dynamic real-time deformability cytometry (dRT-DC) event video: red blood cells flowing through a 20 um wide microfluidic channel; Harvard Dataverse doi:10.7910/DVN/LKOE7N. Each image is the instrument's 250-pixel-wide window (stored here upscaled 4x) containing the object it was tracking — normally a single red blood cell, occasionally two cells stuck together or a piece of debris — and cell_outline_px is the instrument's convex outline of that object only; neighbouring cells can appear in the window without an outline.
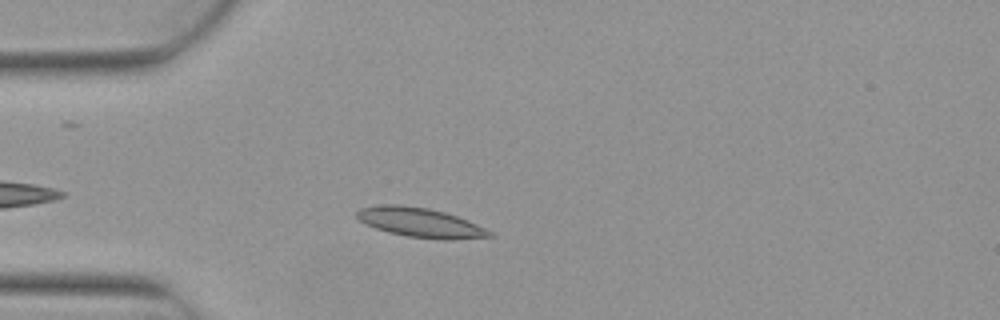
{"species": "Egyptian fruit bat (a non-hibernating species)", "species_latin": "Rousettus aegyptiacus", "temperature_condition": "warm", "stored_images_in_passage": 3, "camera_frame_rate_fps": 3000, "um_per_image_px": 0.085, "animal": {"sex": "female"}, "frame": {"image": 1, "passage_image": 3, "time_ms": 0.667, "image_size_px": [1000, 320], "cell_outline_px": [[496, 236], [452, 240], [440, 240], [408, 236], [388, 232], [376, 228], [360, 220], [356, 216], [356, 212], [360, 208], [384, 204], [400, 204], [428, 208], [444, 212], [456, 216], [476, 224], [492, 232]], "centroid_in_image_um": [35.74, 18.92], "position_along_channel_um": 49.3, "area_um2": 22.66}}